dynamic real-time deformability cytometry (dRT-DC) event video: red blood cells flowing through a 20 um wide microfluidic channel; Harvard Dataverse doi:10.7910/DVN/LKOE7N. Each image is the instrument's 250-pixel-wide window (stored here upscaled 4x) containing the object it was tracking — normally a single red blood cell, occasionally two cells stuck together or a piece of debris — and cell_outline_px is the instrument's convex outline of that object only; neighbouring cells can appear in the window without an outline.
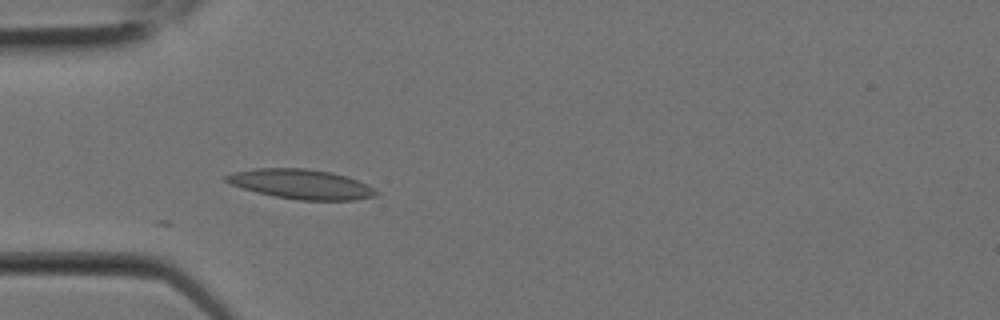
{"species": "Egyptian fruit bat (a non-hibernating species)", "species_latin": "Rousettus aegyptiacus", "temperature_condition": "room temperature", "stored_images_in_passage": 7, "camera_frame_rate_fps": 3000, "um_per_image_px": 0.085, "animal": {"sex": "female"}, "frame": {"image": 1, "passage_image": 7, "time_ms": 2.0, "image_size_px": [1000, 320], "cell_outline_px": [[380, 192], [372, 196], [356, 200], [296, 200], [256, 192], [232, 184], [224, 180], [224, 176], [232, 172], [256, 168], [304, 168], [332, 172], [348, 176], [376, 188]], "centroid_in_image_um": [25.62, 15.64], "position_along_channel_um": 59.4, "area_um2": 25.95}}